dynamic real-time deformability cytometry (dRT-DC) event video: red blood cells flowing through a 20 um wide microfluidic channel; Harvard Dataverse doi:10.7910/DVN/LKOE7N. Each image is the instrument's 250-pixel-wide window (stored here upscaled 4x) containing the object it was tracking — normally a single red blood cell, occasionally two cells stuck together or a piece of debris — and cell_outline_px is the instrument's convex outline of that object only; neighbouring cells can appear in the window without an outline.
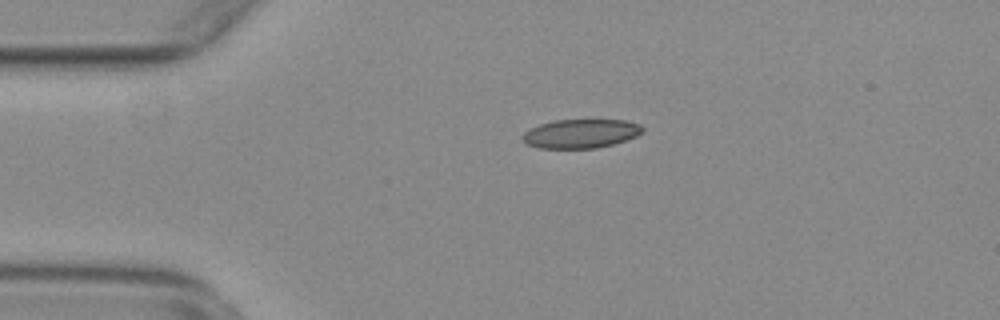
{"species": "common noctule bat (a hibernating species)", "species_latin": "Nyctalus noctula", "temperature_condition": "warm", "stored_images_in_passage": 47, "camera_frame_rate_fps": 3000, "um_per_image_px": 0.085, "animal": {"sex": "female", "body_mass_g": 29.2, "forearm_length_mm": 56.3}, "frame": {"image": 1, "passage_image": 5, "time_ms": 1.333, "image_size_px": [1000, 320], "cell_outline_px": [[644, 132], [636, 136], [612, 144], [596, 148], [540, 148], [524, 144], [520, 140], [520, 136], [524, 132], [540, 124], [552, 120], [624, 120], [640, 124], [644, 128]], "centroid_in_image_um": [49.32, 11.36], "position_along_channel_um": 35.7, "area_um2": 20.35}}
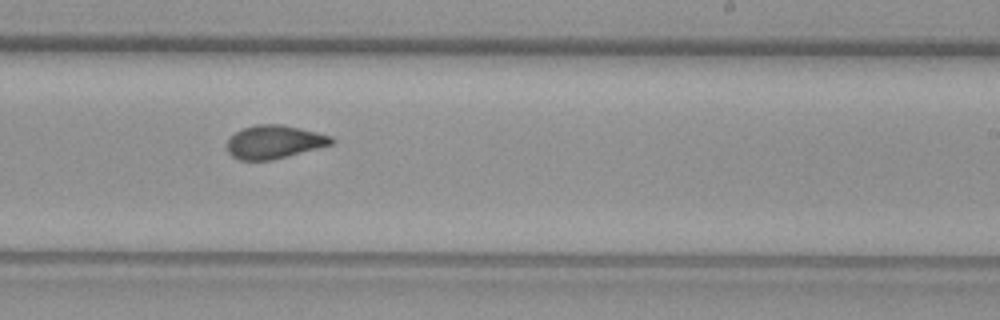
{"frame": {"image": 2, "passage_image": 26, "time_ms": 8.333, "image_size_px": [1000, 320], "cell_outline_px": [[336, 140], [332, 144], [288, 156], [272, 160], [240, 160], [232, 156], [228, 152], [228, 140], [236, 132], [244, 128], [256, 124], [280, 124], [300, 128], [332, 136]], "centroid_in_image_um": [23.33, 12.06], "position_along_channel_um": 265.7, "area_um2": 20.11}}
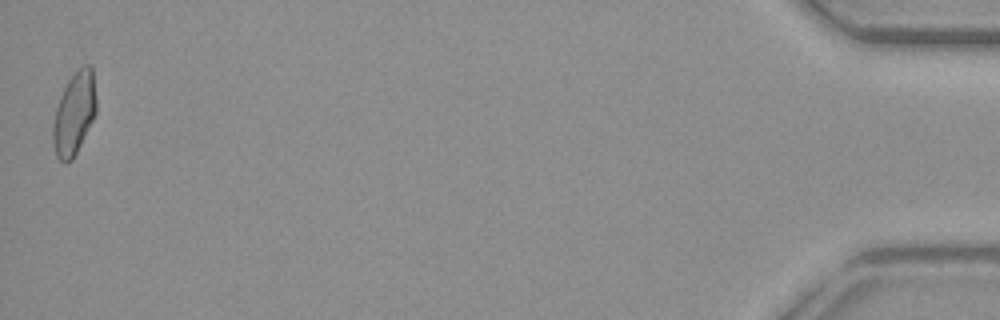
{"frame": {"image": 3, "passage_image": 47, "time_ms": 15.333, "image_size_px": [1000, 320], "cell_outline_px": [[96, 112], [72, 160], [64, 164], [56, 156], [52, 140], [52, 124], [56, 108], [60, 96], [68, 80], [84, 64], [88, 64], [92, 68], [96, 100]], "centroid_in_image_um": [6.28, 9.66], "position_along_channel_um": 428.9, "area_um2": 20.58}, "authors_computed_cell_mechanics": {"area_um2": 20.3456, "velocity_mm_per_s": 3.7984, "shape_relaxation_time_tau1_ms": 10.5096, "shape_relaxation_time_tau2_ms": 1.297, "deformation_change_tau1": 0.215, "deformation_change_tau2": 0.0673}}